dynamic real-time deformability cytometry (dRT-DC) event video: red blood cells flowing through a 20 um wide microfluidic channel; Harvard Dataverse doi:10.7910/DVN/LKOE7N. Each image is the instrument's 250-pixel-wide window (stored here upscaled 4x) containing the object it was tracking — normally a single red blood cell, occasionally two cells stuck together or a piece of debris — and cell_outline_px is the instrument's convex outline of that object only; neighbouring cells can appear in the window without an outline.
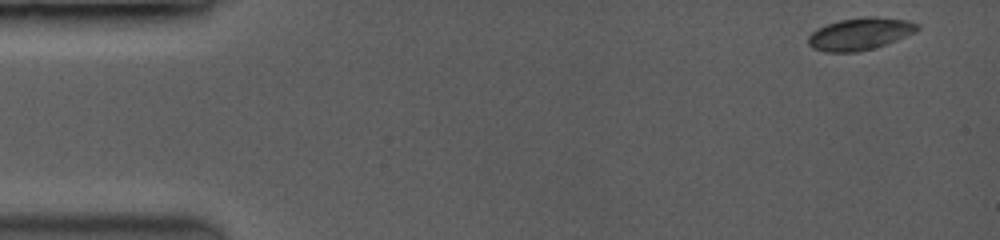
{"species": "common noctule bat (a hibernating species)", "species_latin": "Nyctalus noctula", "temperature_condition": "room temperature", "stored_images_in_passage": 51, "camera_frame_rate_fps": 3500, "um_per_image_px": 0.085, "animal": {"sex": "female", "body_mass_g": 19.0, "forearm_length_mm": 53.3}, "frame": {"image": 1, "passage_image": 1, "time_ms": 0.0, "image_size_px": [1000, 240], "cell_outline_px": [[920, 28], [916, 32], [884, 44], [872, 48], [852, 52], [828, 52], [816, 48], [808, 44], [808, 36], [812, 32], [828, 24], [840, 20], [904, 20], [916, 24]], "centroid_in_image_um": [73.04, 2.94], "position_along_channel_um": 12.0, "area_um2": 18.84}}
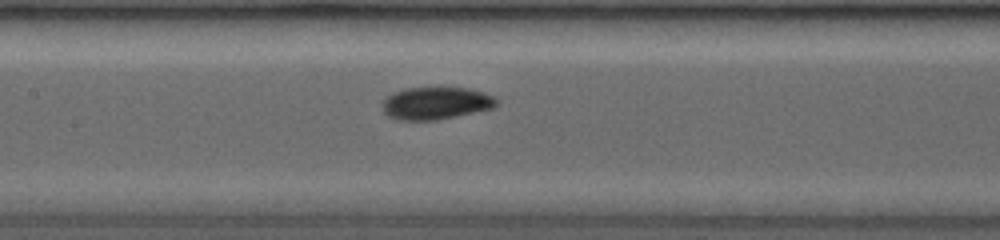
{"frame": {"image": 2, "passage_image": 33, "time_ms": 6.857, "image_size_px": [1000, 240], "cell_outline_px": [[496, 104], [492, 108], [436, 120], [400, 120], [388, 116], [384, 112], [384, 100], [388, 96], [396, 92], [408, 88], [464, 88], [480, 92], [492, 96], [496, 100]], "centroid_in_image_um": [37.02, 8.78], "position_along_channel_um": 170.4, "area_um2": 20.87}}
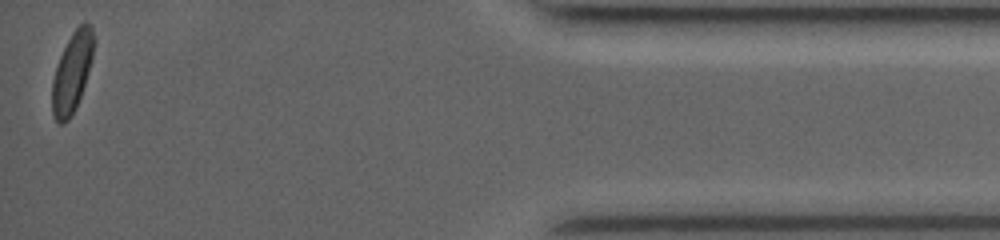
{"frame": {"image": 3, "passage_image": 51, "time_ms": 14.571, "image_size_px": [1000, 240], "cell_outline_px": [[92, 60], [76, 108], [68, 120], [64, 124], [60, 124], [56, 120], [52, 112], [52, 80], [60, 56], [72, 32], [84, 20], [92, 28]], "centroid_in_image_um": [6.1, 6.18], "position_along_channel_um": 429.1, "area_um2": 18.9}, "authors_computed_cell_mechanics": {"area_um2": 19.9988, "velocity_mm_per_s": 4.1262, "shape_relaxation_time_tau1_ms": 2.6206, "shape_relaxation_time_tau2_ms": null, "deformation_change_tau1": 0.0995, "deformation_change_tau2": null}}